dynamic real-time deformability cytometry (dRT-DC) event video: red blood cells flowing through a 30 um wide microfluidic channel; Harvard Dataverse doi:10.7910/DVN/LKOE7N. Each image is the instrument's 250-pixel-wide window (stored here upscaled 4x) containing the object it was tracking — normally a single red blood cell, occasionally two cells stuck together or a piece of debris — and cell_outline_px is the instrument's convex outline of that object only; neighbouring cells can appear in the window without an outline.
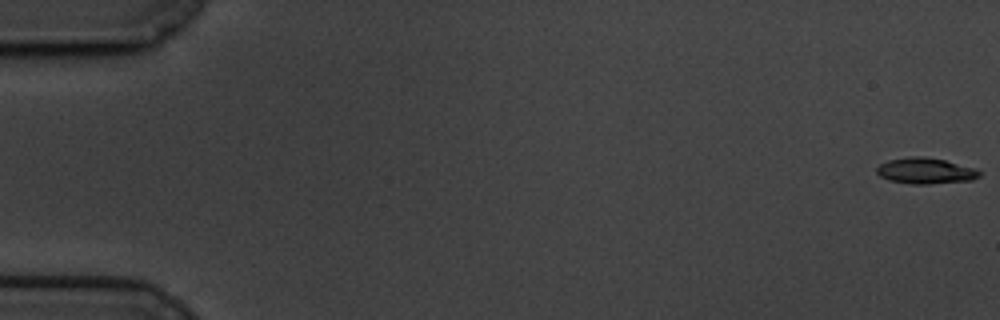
{"species": "common noctule bat (a hibernating species)", "species_latin": "Nyctalus noctula", "temperature_condition": "cold", "stored_images_in_passage": 61, "camera_frame_rate_fps": 3000, "um_per_image_px": 0.085, "animal": {"sex": "male", "body_mass_g": 19.5, "forearm_length_mm": 54.6}, "frame": {"image": 1, "passage_image": 1, "time_ms": 0.0, "image_size_px": [1000, 320], "cell_outline_px": [[984, 172], [980, 176], [972, 180], [928, 184], [912, 184], [888, 180], [880, 176], [876, 172], [876, 168], [880, 164], [888, 160], [912, 156], [924, 156], [944, 160], [976, 168]], "centroid_in_image_um": [78.69, 14.52], "position_along_channel_um": 6.3, "area_um2": 15.66}}
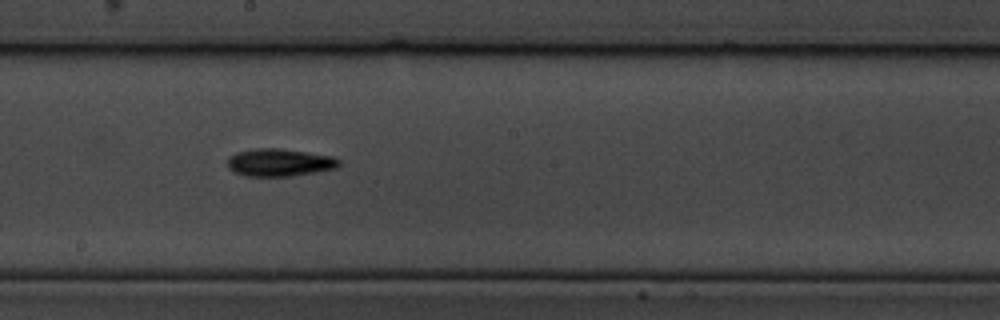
{"frame": {"image": 2, "passage_image": 34, "time_ms": 11.0, "image_size_px": [1000, 320], "cell_outline_px": [[340, 164], [336, 168], [316, 172], [288, 176], [244, 176], [228, 168], [228, 156], [236, 152], [256, 148], [280, 148], [332, 156], [340, 160]], "centroid_in_image_um": [23.74, 13.8], "position_along_channel_um": 224.5, "area_um2": 17.92}}
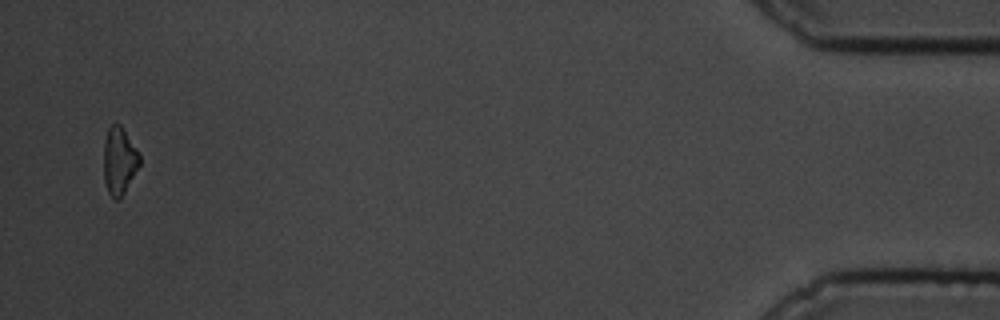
{"frame": {"image": 3, "passage_image": 59, "time_ms": 19.333, "image_size_px": [1000, 320], "cell_outline_px": [[140, 164], [120, 200], [116, 200], [108, 192], [104, 180], [104, 140], [108, 128], [112, 124], [120, 124], [140, 152]], "centroid_in_image_um": [10.14, 13.66], "position_along_channel_um": 425.1, "area_um2": 14.16}, "authors_computed_cell_mechanics": {"area_um2": 15.895, "velocity_mm_per_s": 3.38, "shape_relaxation_time_tau1_ms": 2.3794, "shape_relaxation_time_tau2_ms": null, "deformation_change_tau1": 0.1269, "deformation_change_tau2": null}}